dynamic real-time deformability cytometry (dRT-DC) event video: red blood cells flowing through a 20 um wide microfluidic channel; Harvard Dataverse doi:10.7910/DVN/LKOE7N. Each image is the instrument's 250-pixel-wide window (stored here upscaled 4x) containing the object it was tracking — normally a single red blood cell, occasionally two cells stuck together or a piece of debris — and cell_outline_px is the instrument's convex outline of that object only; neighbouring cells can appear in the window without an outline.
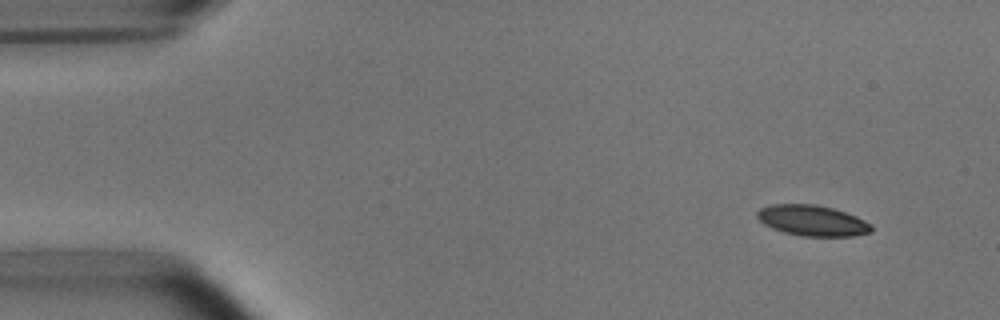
{"species": "common noctule bat (a hibernating species)", "species_latin": "Nyctalus noctula", "temperature_condition": "room temperature", "stored_images_in_passage": 5, "camera_frame_rate_fps": 3000, "um_per_image_px": 0.085, "animal": {"sex": "male", "body_mass_g": 15.6}, "frame": {"image": 1, "passage_image": 1, "time_ms": 0.0, "image_size_px": [1000, 320], "cell_outline_px": [[872, 232], [852, 236], [804, 236], [784, 232], [772, 228], [764, 224], [756, 216], [756, 212], [760, 208], [772, 204], [816, 204], [832, 208], [856, 216], [872, 224]], "centroid_in_image_um": [69.05, 18.74], "position_along_channel_um": 16.0, "area_um2": 20.4}}
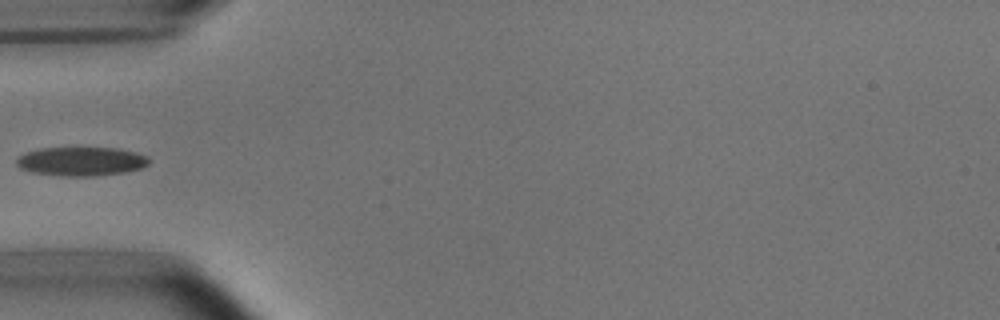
{"frame": {"image": 2, "passage_image": 4, "time_ms": 4.333, "image_size_px": [1000, 320], "cell_outline_px": [[148, 164], [140, 168], [124, 172], [96, 176], [60, 176], [32, 172], [20, 168], [16, 164], [16, 160], [24, 152], [40, 148], [120, 148], [136, 152], [148, 156]], "centroid_in_image_um": [6.89, 13.71], "position_along_channel_um": 78.1, "area_um2": 22.37}}